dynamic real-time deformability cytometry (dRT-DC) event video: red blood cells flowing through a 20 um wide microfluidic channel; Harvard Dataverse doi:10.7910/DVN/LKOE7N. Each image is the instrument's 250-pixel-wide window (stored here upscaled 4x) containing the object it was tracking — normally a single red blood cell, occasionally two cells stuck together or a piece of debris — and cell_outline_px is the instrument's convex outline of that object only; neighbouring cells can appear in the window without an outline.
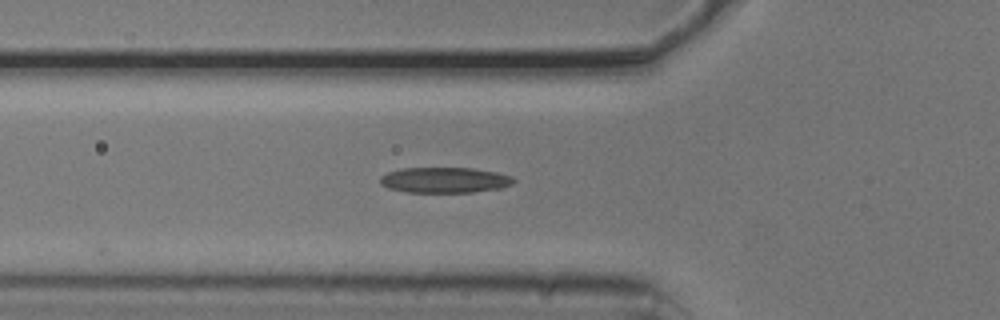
{"species": "common noctule bat (a hibernating species)", "species_latin": "Nyctalus noctula", "temperature_condition": "cold", "stored_images_in_passage": 4, "camera_frame_rate_fps": 3000, "um_per_image_px": 0.085, "animal": {"sex": "male", "body_mass_g": 20.5, "forearm_length_mm": 52.5}, "frame": {"image": 1, "passage_image": 4, "time_ms": 1.0, "image_size_px": [1000, 320], "cell_outline_px": [[516, 180], [512, 184], [500, 188], [472, 192], [408, 192], [388, 188], [380, 184], [380, 176], [388, 172], [404, 168], [472, 168], [496, 172], [512, 176]], "centroid_in_image_um": [37.79, 15.3], "position_along_channel_um": 88.0, "area_um2": 19.83}}